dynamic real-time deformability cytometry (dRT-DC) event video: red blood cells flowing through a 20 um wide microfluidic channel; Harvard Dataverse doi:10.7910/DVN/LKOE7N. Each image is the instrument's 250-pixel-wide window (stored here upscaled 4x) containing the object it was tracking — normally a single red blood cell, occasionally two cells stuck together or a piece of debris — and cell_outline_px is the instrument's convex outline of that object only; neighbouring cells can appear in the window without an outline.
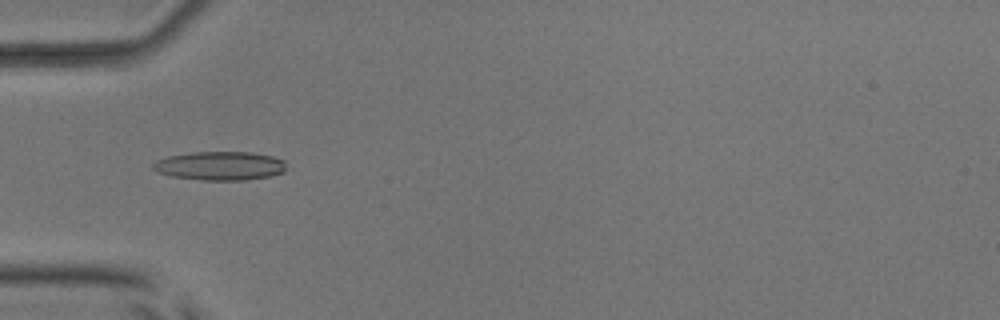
{"species": "common noctule bat (a hibernating species)", "species_latin": "Nyctalus noctula", "temperature_condition": "room temperature", "stored_images_in_passage": 5, "camera_frame_rate_fps": 3000, "um_per_image_px": 0.085, "animal": {"sex": "male", "body_mass_g": 17.9, "forearm_length_mm": 54.2}, "frame": {"image": 1, "passage_image": 2, "time_ms": 1.333, "image_size_px": [1000, 320], "cell_outline_px": [[284, 172], [268, 176], [244, 180], [200, 180], [172, 176], [160, 172], [152, 168], [152, 164], [156, 160], [168, 156], [196, 152], [252, 152], [272, 156], [284, 160]], "centroid_in_image_um": [18.69, 14.09], "position_along_channel_um": 66.3, "area_um2": 22.14}}
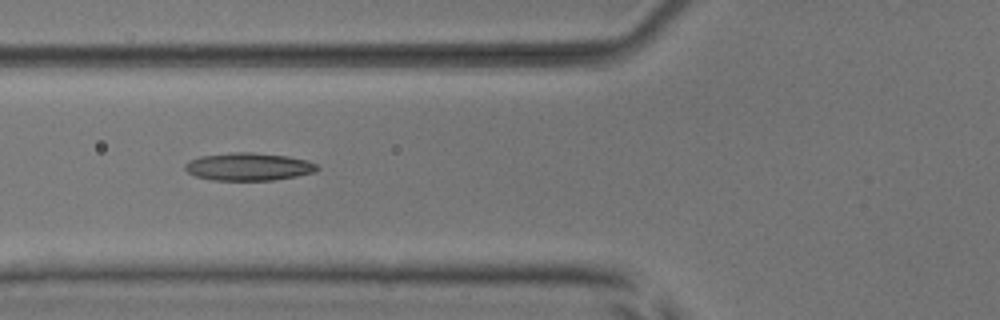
{"frame": {"image": 2, "passage_image": 3, "time_ms": 2.333, "image_size_px": [1000, 320], "cell_outline_px": [[320, 168], [316, 172], [296, 176], [272, 180], [212, 180], [196, 176], [188, 172], [184, 168], [184, 164], [188, 160], [200, 156], [232, 152], [252, 152], [288, 156], [308, 160], [316, 164]], "centroid_in_image_um": [21.13, 14.16], "position_along_channel_um": 104.7, "area_um2": 21.5}}
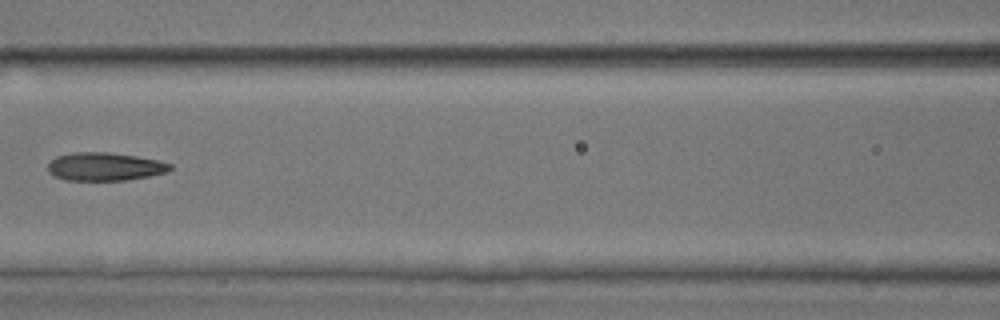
{"frame": {"image": 3, "passage_image": 4, "time_ms": 3.667, "image_size_px": [1000, 320], "cell_outline_px": [[172, 168], [168, 172], [148, 176], [124, 180], [64, 180], [48, 172], [48, 164], [56, 156], [72, 152], [108, 152], [136, 156], [156, 160], [172, 164]], "centroid_in_image_um": [8.89, 14.16], "position_along_channel_um": 157.7, "area_um2": 20.0}}